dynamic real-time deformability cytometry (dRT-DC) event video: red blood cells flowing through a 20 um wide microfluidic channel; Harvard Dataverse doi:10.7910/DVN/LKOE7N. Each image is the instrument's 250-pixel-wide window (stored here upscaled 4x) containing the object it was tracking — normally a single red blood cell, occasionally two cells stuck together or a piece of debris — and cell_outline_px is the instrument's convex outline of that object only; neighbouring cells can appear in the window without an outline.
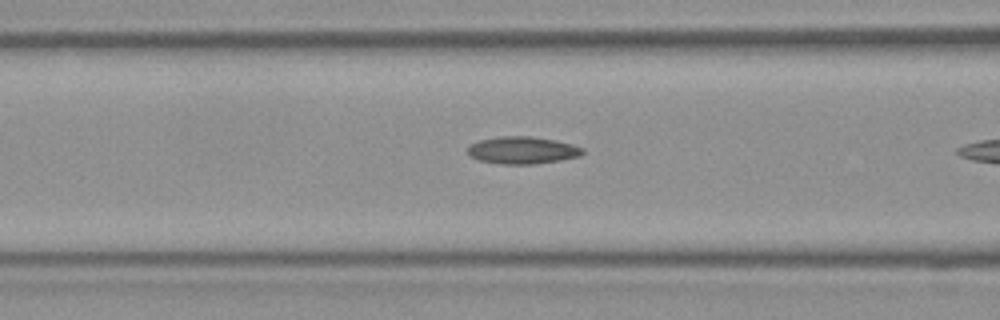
{"species": "Egyptian fruit bat (a non-hibernating species)", "species_latin": "Rousettus aegyptiacus", "temperature_condition": "room temperature", "stored_images_in_passage": 8, "camera_frame_rate_fps": 3000, "um_per_image_px": 0.085, "frame": {"image": 1, "passage_image": 6, "time_ms": 1.667, "image_size_px": [1000, 320], "cell_outline_px": [[584, 152], [580, 156], [560, 160], [532, 164], [500, 164], [480, 160], [468, 156], [468, 144], [480, 140], [500, 136], [532, 136], [556, 140], [572, 144], [584, 148]], "centroid_in_image_um": [44.4, 12.76], "position_along_channel_um": 122.2, "area_um2": 18.38}}